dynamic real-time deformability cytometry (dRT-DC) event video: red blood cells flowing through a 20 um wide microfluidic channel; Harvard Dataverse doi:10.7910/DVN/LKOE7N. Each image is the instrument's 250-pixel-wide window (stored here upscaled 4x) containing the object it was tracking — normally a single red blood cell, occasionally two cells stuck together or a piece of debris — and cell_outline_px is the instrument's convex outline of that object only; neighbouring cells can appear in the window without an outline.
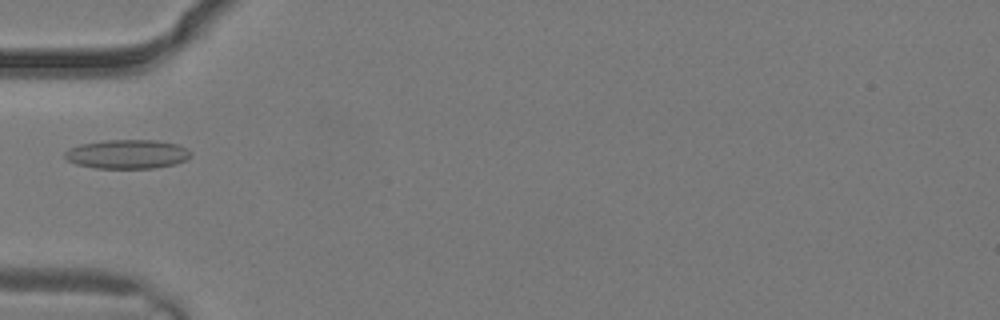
{"species": "common noctule bat (a hibernating species)", "species_latin": "Nyctalus noctula", "temperature_condition": "warm", "stored_images_in_passage": 4, "camera_frame_rate_fps": 3000, "um_per_image_px": 0.085, "animal": {"sex": "male", "body_mass_g": 19.2, "forearm_length_mm": 51.8}, "frame": {"image": 1, "passage_image": 3, "time_ms": 0.667, "image_size_px": [1000, 320], "cell_outline_px": [[192, 156], [184, 160], [172, 164], [152, 168], [96, 168], [76, 164], [68, 160], [64, 156], [64, 152], [68, 148], [80, 144], [108, 140], [156, 140], [176, 144], [192, 152]], "centroid_in_image_um": [10.78, 13.1], "position_along_channel_um": 74.2, "area_um2": 21.15}}